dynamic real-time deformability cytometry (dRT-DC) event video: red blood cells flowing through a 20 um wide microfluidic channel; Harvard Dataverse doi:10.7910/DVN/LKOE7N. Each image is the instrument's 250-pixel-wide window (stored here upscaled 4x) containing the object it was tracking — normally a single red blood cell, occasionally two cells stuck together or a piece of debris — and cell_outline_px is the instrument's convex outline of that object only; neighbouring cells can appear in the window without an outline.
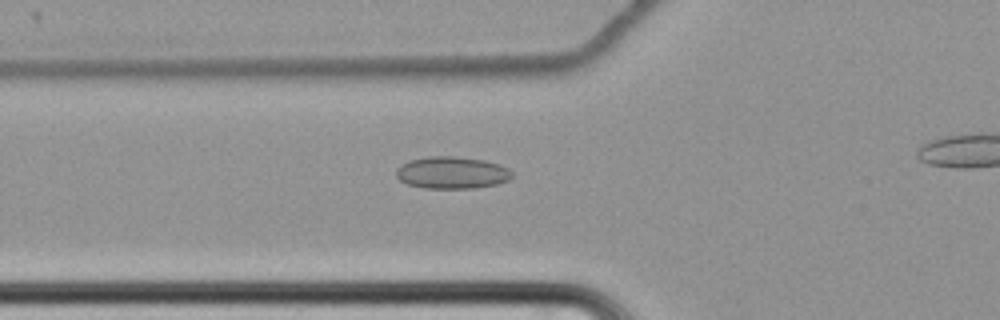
{"species": "common noctule bat (a hibernating species)", "species_latin": "Nyctalus noctula", "temperature_condition": "cold", "stored_images_in_passage": 35, "camera_frame_rate_fps": 3000, "um_per_image_px": 0.085, "animal": {"sex": "female", "body_mass_g": 22.7, "forearm_length_mm": 54.2}, "frame": {"image": 1, "passage_image": 4, "time_ms": 1.0, "image_size_px": [1000, 320], "cell_outline_px": [[512, 176], [508, 180], [496, 184], [472, 188], [424, 188], [408, 184], [400, 180], [396, 176], [396, 168], [400, 164], [408, 160], [428, 156], [452, 156], [484, 160], [500, 164], [508, 168], [512, 172]], "centroid_in_image_um": [38.38, 14.67], "position_along_channel_um": 87.4, "area_um2": 21.73}}
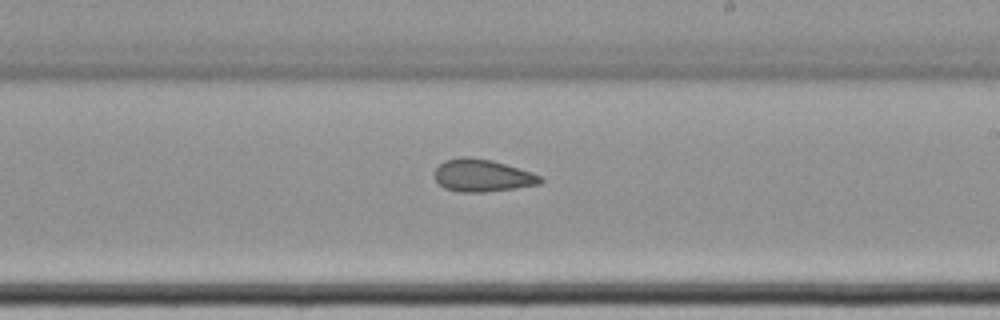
{"frame": {"image": 2, "passage_image": 18, "time_ms": 5.667, "image_size_px": [1000, 320], "cell_outline_px": [[544, 180], [540, 184], [484, 192], [460, 192], [444, 188], [432, 176], [436, 168], [444, 160], [460, 156], [464, 156], [492, 160], [532, 172], [540, 176]], "centroid_in_image_um": [40.96, 14.91], "position_along_channel_um": 248.0, "area_um2": 20.0}}
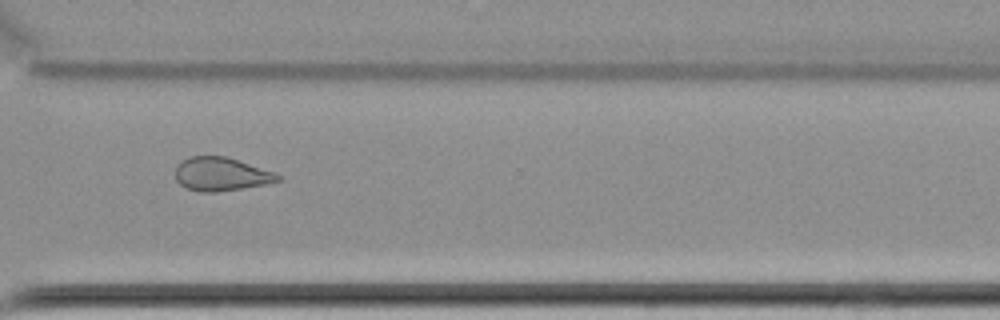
{"frame": {"image": 3, "passage_image": 27, "time_ms": 8.667, "image_size_px": [1000, 320], "cell_outline_px": [[284, 180], [264, 184], [216, 192], [200, 192], [188, 188], [180, 184], [176, 180], [176, 164], [188, 156], [228, 156], [284, 176]], "centroid_in_image_um": [18.8, 14.79], "position_along_channel_um": 351.8, "area_um2": 20.06}}